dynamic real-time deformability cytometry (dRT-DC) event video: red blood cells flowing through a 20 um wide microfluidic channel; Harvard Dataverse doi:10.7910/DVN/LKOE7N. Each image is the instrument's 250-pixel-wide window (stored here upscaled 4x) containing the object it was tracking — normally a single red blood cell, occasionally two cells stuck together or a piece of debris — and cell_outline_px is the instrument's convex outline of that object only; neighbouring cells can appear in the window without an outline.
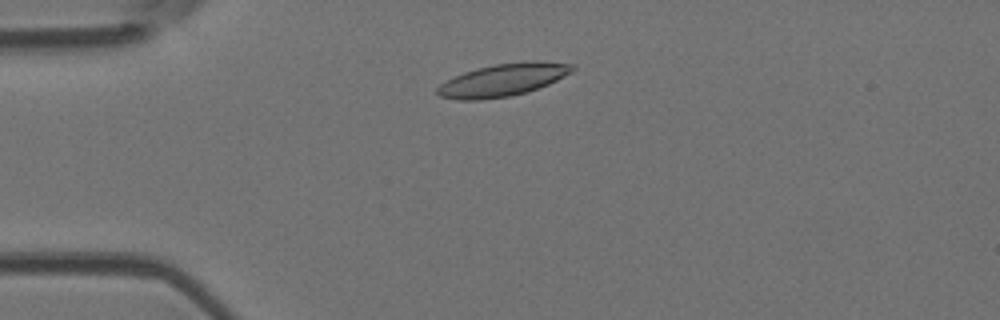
{"species": "Egyptian fruit bat (a non-hibernating species)", "species_latin": "Rousettus aegyptiacus", "temperature_condition": "room temperature", "stored_images_in_passage": 4, "camera_frame_rate_fps": 3000, "um_per_image_px": 0.085, "animal": {"sex": "female"}, "frame": {"image": 1, "passage_image": 3, "time_ms": 2.333, "image_size_px": [1000, 320], "cell_outline_px": [[576, 68], [572, 72], [548, 84], [512, 96], [480, 100], [456, 100], [440, 96], [436, 92], [436, 88], [440, 84], [464, 72], [476, 68], [496, 64], [532, 60], [536, 60], [572, 64]], "centroid_in_image_um": [42.74, 6.79], "position_along_channel_um": 42.3, "area_um2": 25.49}}